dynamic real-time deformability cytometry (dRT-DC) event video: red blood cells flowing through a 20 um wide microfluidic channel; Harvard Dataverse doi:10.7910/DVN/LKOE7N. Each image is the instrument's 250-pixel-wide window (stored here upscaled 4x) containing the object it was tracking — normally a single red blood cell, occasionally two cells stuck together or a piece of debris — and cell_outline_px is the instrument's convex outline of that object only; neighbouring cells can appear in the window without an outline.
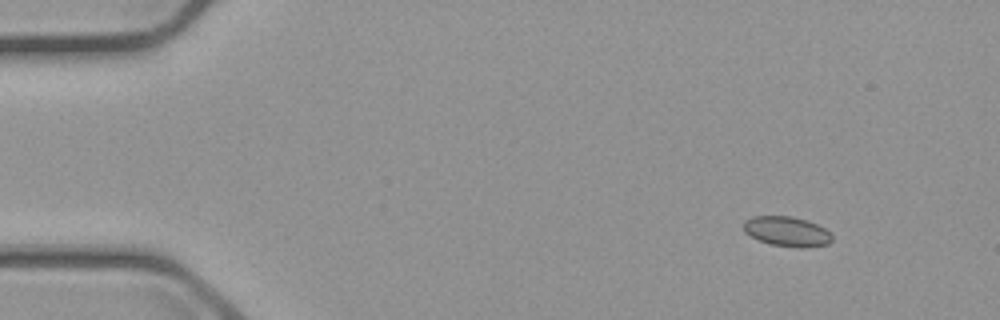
{"species": "common noctule bat (a hibernating species)", "species_latin": "Nyctalus noctula", "temperature_condition": "cold", "stored_images_in_passage": 4, "camera_frame_rate_fps": 3000, "um_per_image_px": 0.085, "animal": {"sex": "male", "body_mass_g": 23.1, "forearm_length_mm": 52.7}, "frame": {"image": 1, "passage_image": 1, "time_ms": 0.0, "image_size_px": [1000, 320], "cell_outline_px": [[832, 240], [828, 244], [804, 248], [800, 248], [772, 244], [760, 240], [744, 232], [744, 220], [752, 216], [792, 216], [808, 220], [832, 232]], "centroid_in_image_um": [66.92, 19.66], "position_along_channel_um": 18.1, "area_um2": 15.43}}